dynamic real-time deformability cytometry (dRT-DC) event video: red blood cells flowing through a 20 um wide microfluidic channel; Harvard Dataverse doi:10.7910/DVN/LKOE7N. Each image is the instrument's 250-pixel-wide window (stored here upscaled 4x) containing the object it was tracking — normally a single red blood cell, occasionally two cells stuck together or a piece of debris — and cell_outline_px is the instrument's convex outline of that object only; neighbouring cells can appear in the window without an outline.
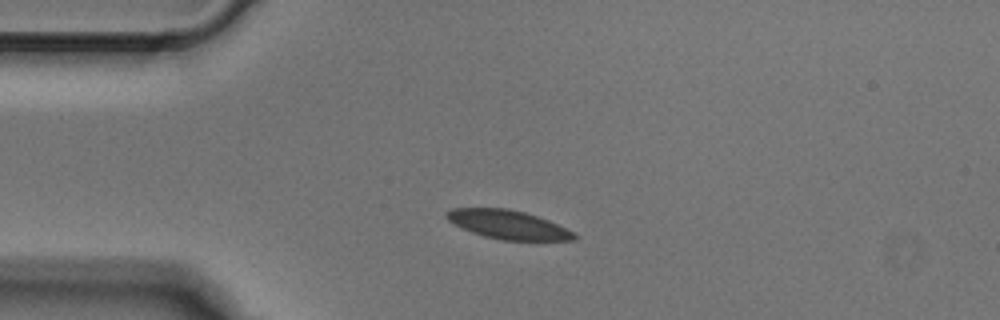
{"species": "Egyptian fruit bat (a non-hibernating species)", "species_latin": "Rousettus aegyptiacus", "temperature_condition": "cold", "stored_images_in_passage": 2, "camera_frame_rate_fps": 3000, "um_per_image_px": 0.085, "animal": {"sex": "male"}, "frame": {"image": 1, "passage_image": 1, "time_ms": 0.0, "image_size_px": [1000, 320], "cell_outline_px": [[580, 236], [576, 240], [500, 240], [484, 236], [472, 232], [448, 220], [444, 216], [444, 212], [452, 208], [508, 208], [524, 212], [548, 220]], "centroid_in_image_um": [43.17, 19.09], "position_along_channel_um": 41.8, "area_um2": 21.21}}
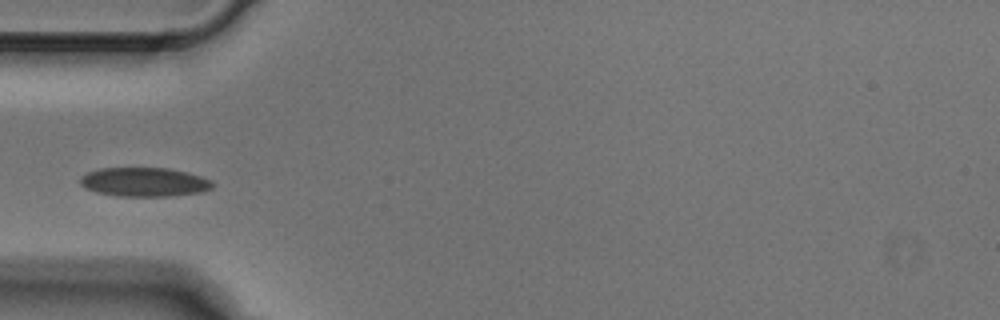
{"frame": {"image": 2, "passage_image": 2, "time_ms": 0.333, "image_size_px": [1000, 320], "cell_outline_px": [[216, 184], [212, 188], [200, 192], [168, 196], [116, 196], [96, 192], [84, 188], [80, 184], [80, 176], [88, 172], [100, 168], [168, 168], [200, 176], [212, 180]], "centroid_in_image_um": [12.24, 15.47], "position_along_channel_um": 72.8, "area_um2": 22.43}}